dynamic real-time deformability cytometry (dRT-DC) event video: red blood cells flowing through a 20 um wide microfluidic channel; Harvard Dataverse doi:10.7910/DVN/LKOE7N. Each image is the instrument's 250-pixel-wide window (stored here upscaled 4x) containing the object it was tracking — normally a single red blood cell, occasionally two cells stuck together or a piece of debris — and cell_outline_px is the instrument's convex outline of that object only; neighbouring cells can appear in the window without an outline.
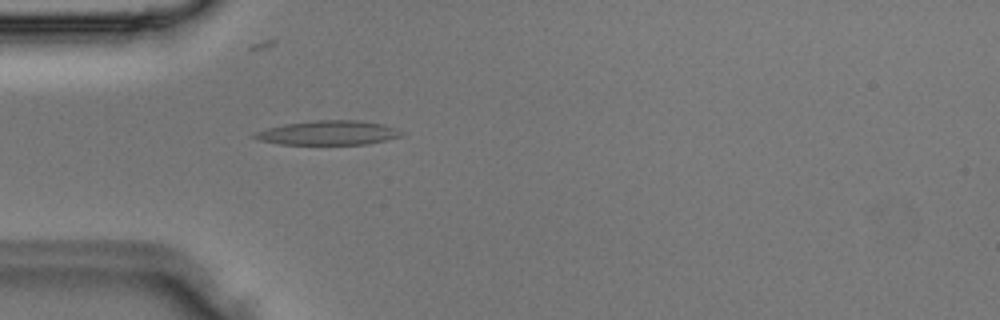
{"species": "Egyptian fruit bat (a non-hibernating species)", "species_latin": "Rousettus aegyptiacus", "temperature_condition": "room temperature", "stored_images_in_passage": 2, "camera_frame_rate_fps": 3000, "um_per_image_px": 0.085, "animal": {"sex": "male"}, "frame": {"image": 1, "passage_image": 2, "time_ms": 0.333, "image_size_px": [1000, 320], "cell_outline_px": [[404, 136], [368, 144], [280, 144], [260, 140], [252, 136], [252, 132], [284, 124], [316, 120], [360, 120], [384, 124], [396, 128], [404, 132]], "centroid_in_image_um": [27.95, 11.28], "position_along_channel_um": 57.1, "area_um2": 20.92}}